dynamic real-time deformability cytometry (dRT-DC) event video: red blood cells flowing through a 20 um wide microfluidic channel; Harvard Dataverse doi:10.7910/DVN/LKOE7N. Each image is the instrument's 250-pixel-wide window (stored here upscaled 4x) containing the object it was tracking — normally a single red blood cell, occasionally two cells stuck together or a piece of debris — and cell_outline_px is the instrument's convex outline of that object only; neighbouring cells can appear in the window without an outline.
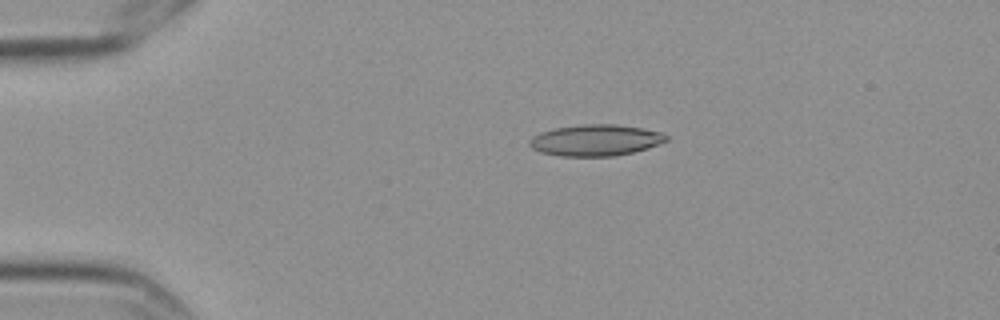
{"species": "Egyptian fruit bat (a non-hibernating species)", "species_latin": "Rousettus aegyptiacus", "temperature_condition": "cold", "stored_images_in_passage": 8, "camera_frame_rate_fps": 3000, "um_per_image_px": 0.085, "frame": {"image": 1, "passage_image": 4, "time_ms": 1.0, "image_size_px": [1000, 320], "cell_outline_px": [[668, 140], [648, 148], [616, 156], [560, 156], [540, 152], [532, 148], [528, 144], [528, 140], [532, 136], [556, 128], [584, 124], [616, 124], [644, 128], [660, 132], [668, 136]], "centroid_in_image_um": [50.63, 11.92], "position_along_channel_um": 34.4, "area_um2": 24.91}}
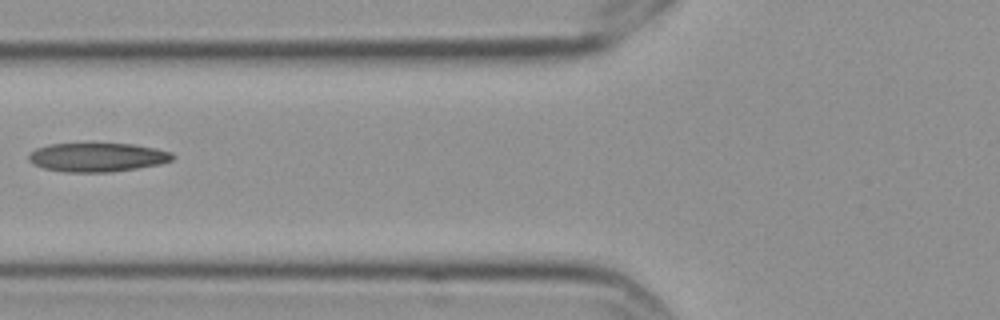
{"frame": {"image": 2, "passage_image": 7, "time_ms": 2.0, "image_size_px": [1000, 320], "cell_outline_px": [[176, 156], [172, 160], [160, 164], [112, 172], [64, 172], [44, 168], [32, 164], [28, 160], [28, 152], [36, 148], [48, 144], [92, 140], [136, 144], [156, 148], [172, 152]], "centroid_in_image_um": [8.24, 13.3], "position_along_channel_um": 117.6, "area_um2": 25.66}}
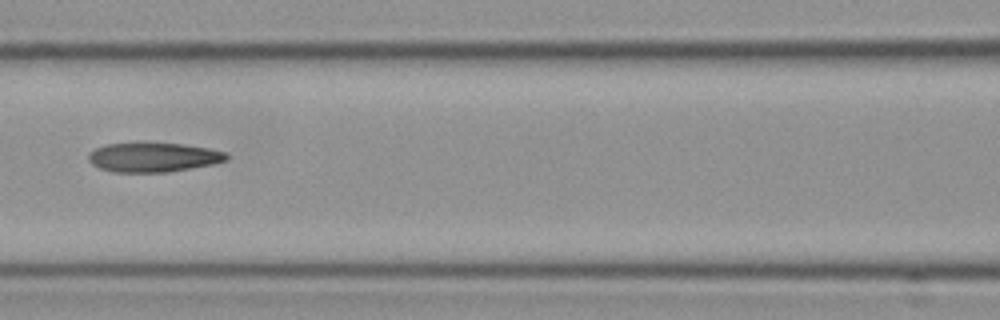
{"frame": {"image": 3, "passage_image": 8, "time_ms": 2.333, "image_size_px": [1000, 320], "cell_outline_px": [[228, 160], [212, 164], [168, 172], [112, 172], [100, 168], [92, 164], [88, 160], [88, 152], [104, 144], [136, 140], [144, 140], [180, 144], [208, 148], [228, 152]], "centroid_in_image_um": [12.98, 13.32], "position_along_channel_um": 153.6, "area_um2": 24.57}}